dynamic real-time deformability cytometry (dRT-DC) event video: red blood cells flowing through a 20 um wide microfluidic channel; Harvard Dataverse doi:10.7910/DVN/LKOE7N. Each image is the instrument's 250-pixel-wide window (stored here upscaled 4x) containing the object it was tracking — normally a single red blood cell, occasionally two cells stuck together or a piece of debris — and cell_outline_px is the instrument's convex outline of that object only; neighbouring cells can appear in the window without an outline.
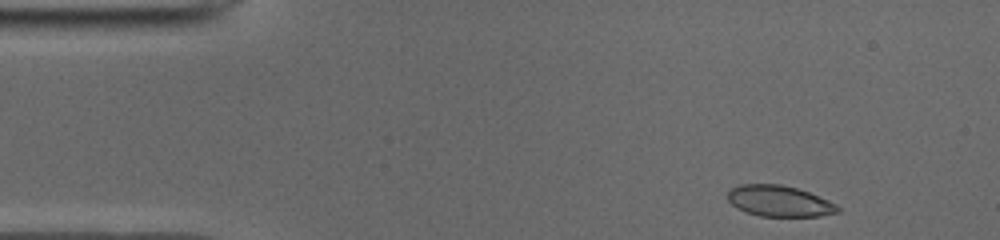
{"species": "common noctule bat (a hibernating species)", "species_latin": "Nyctalus noctula", "temperature_condition": "cold", "stored_images_in_passage": 47, "camera_frame_rate_fps": 3000, "um_per_image_px": 0.085, "animal": {"sex": "male", "body_mass_g": 19.0, "forearm_length_mm": 50.8}, "frame": {"image": 1, "passage_image": 1, "time_ms": 0.0, "image_size_px": [1000, 240], "cell_outline_px": [[840, 212], [820, 216], [760, 216], [744, 212], [736, 208], [728, 200], [728, 192], [732, 188], [740, 184], [780, 184], [796, 188], [808, 192], [828, 200], [836, 204], [840, 208]], "centroid_in_image_um": [66.23, 17.1], "position_along_channel_um": 18.8, "area_um2": 19.88}}
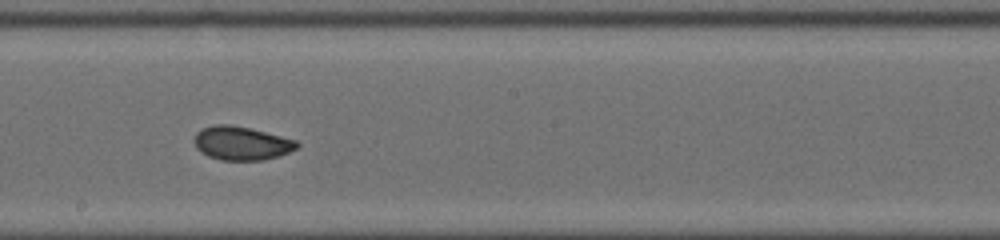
{"frame": {"image": 2, "passage_image": 23, "time_ms": 7.333, "image_size_px": [1000, 240], "cell_outline_px": [[300, 144], [296, 148], [288, 152], [264, 160], [220, 160], [208, 156], [200, 152], [196, 148], [192, 140], [196, 132], [200, 128], [212, 124], [232, 124], [296, 140]], "centroid_in_image_um": [20.44, 12.16], "position_along_channel_um": 227.8, "area_um2": 20.23}}
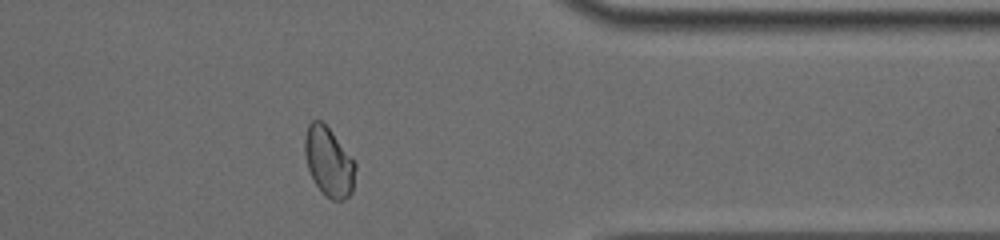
{"frame": {"image": 3, "passage_image": 36, "time_ms": 11.667, "image_size_px": [1000, 240], "cell_outline_px": [[356, 168], [352, 192], [344, 200], [332, 200], [316, 184], [308, 168], [304, 152], [304, 140], [308, 124], [312, 120], [320, 120], [332, 132], [356, 160]], "centroid_in_image_um": [27.97, 13.73], "position_along_channel_um": 383.4, "area_um2": 20.35}, "authors_computed_cell_mechanics": {"area_um2": 20.4612, "velocity_mm_per_s": 3.9386, "shape_relaxation_time_tau1_ms": null, "shape_relaxation_time_tau2_ms": 0.9245, "deformation_change_tau1": null, "deformation_change_tau2": 0.0472}}